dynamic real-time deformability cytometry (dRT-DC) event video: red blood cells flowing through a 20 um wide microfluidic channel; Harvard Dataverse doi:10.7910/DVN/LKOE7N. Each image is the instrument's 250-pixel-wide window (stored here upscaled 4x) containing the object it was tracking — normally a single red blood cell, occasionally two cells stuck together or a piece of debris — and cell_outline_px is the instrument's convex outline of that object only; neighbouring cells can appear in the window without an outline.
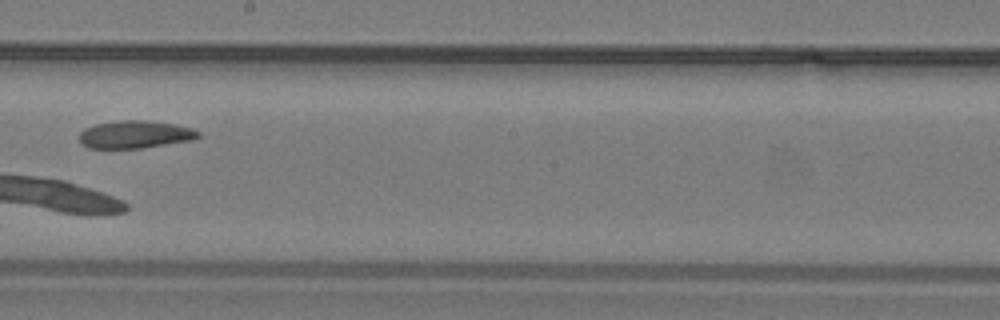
{"species": "common noctule bat (a hibernating species)", "species_latin": "Nyctalus noctula", "temperature_condition": "warm", "stored_images_in_passage": 26, "camera_frame_rate_fps": 3000, "um_per_image_px": 0.085, "animal": {"sex": "male", "body_mass_g": 19.2, "forearm_length_mm": 51.8}, "frame": {"image": 1, "passage_image": 15, "time_ms": 4.667, "image_size_px": [1000, 320], "cell_outline_px": [[200, 136], [192, 140], [140, 148], [88, 148], [80, 144], [80, 132], [84, 128], [96, 124], [120, 120], [144, 120], [176, 124], [192, 128], [200, 132]], "centroid_in_image_um": [11.47, 11.42], "position_along_channel_um": 236.7, "area_um2": 19.19}}